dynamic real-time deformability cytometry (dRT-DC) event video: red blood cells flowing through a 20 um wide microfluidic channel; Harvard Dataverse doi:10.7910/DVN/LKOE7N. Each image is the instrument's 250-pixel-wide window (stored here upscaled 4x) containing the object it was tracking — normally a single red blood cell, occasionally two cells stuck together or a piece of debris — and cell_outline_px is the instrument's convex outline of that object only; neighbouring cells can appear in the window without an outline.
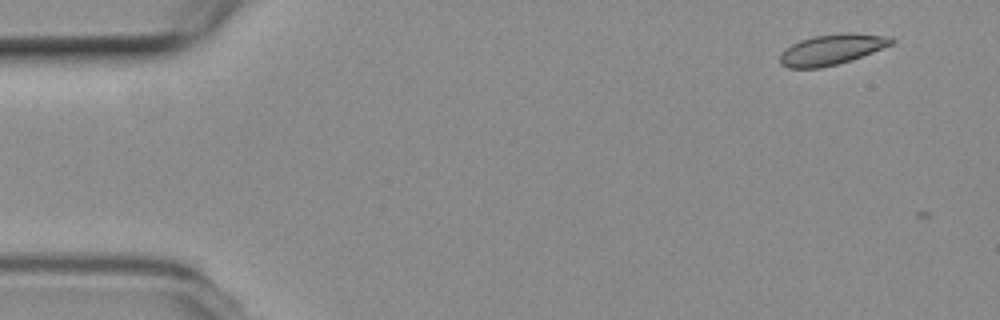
{"species": "common noctule bat (a hibernating species)", "species_latin": "Nyctalus noctula", "temperature_condition": "room temperature", "stored_images_in_passage": 2, "camera_frame_rate_fps": 3000, "um_per_image_px": 0.085, "animal": {"sex": "female", "body_mass_g": 19.3, "forearm_length_mm": 54.1}, "frame": {"image": 1, "passage_image": 1, "time_ms": 0.0, "image_size_px": [1000, 320], "cell_outline_px": [[896, 40], [892, 44], [852, 60], [820, 68], [788, 68], [780, 64], [780, 52], [792, 44], [800, 40], [816, 36], [844, 32], [848, 32], [892, 36]], "centroid_in_image_um": [70.71, 4.2], "position_along_channel_um": 14.3, "area_um2": 19.88}}